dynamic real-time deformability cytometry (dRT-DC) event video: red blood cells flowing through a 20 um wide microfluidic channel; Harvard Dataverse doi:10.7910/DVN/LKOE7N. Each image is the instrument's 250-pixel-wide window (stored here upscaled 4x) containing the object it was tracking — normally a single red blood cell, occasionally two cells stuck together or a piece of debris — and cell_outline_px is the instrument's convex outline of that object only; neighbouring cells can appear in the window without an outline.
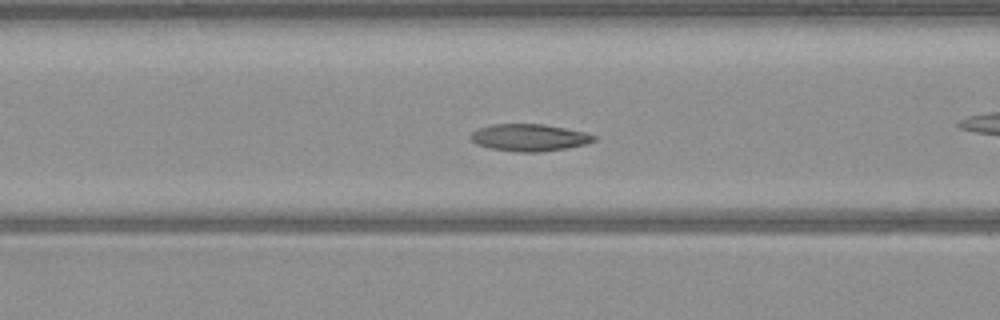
{"species": "common noctule bat (a hibernating species)", "species_latin": "Nyctalus noctula", "temperature_condition": "warm", "stored_images_in_passage": 51, "camera_frame_rate_fps": 3000, "um_per_image_px": 0.085, "animal": {"sex": "male", "body_mass_g": 23.1, "forearm_length_mm": 52.7}, "frame": {"image": 1, "passage_image": 19, "time_ms": 6.0, "image_size_px": [1000, 320], "cell_outline_px": [[596, 140], [588, 144], [568, 148], [540, 152], [520, 152], [492, 148], [476, 144], [468, 136], [472, 132], [480, 128], [492, 124], [544, 124], [584, 132], [596, 136]], "centroid_in_image_um": [45.01, 11.69], "position_along_channel_um": 121.6, "area_um2": 19.42}}
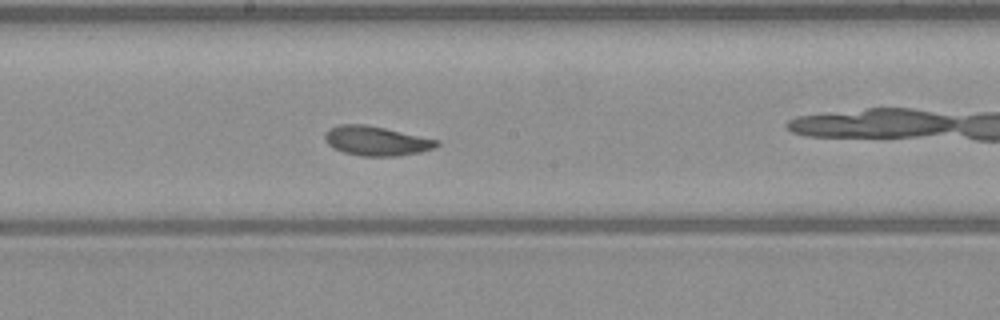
{"frame": {"image": 2, "passage_image": 26, "time_ms": 8.333, "image_size_px": [1000, 320], "cell_outline_px": [[440, 144], [436, 148], [420, 152], [396, 156], [360, 156], [344, 152], [332, 148], [324, 140], [324, 132], [340, 124], [364, 124], [384, 128], [440, 140]], "centroid_in_image_um": [31.99, 11.98], "position_along_channel_um": 216.2, "area_um2": 19.25}}
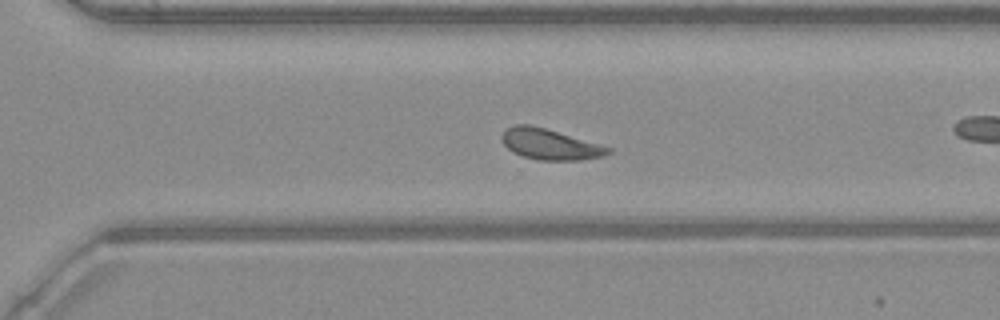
{"frame": {"image": 3, "passage_image": 34, "time_ms": 11.0, "image_size_px": [1000, 320], "cell_outline_px": [[612, 152], [604, 156], [580, 160], [540, 160], [524, 156], [512, 152], [504, 144], [500, 136], [504, 128], [512, 124], [528, 124], [544, 128], [600, 144], [612, 148]], "centroid_in_image_um": [46.72, 12.25], "position_along_channel_um": 323.9, "area_um2": 19.07}, "authors_computed_cell_mechanics": {"area_um2": 19.4786, "velocity_mm_per_s": 4.053, "shape_relaxation_time_tau1_ms": 2.5377, "shape_relaxation_time_tau2_ms": 4.4952, "deformation_change_tau1": 0.1144, "deformation_change_tau2": 0.1291}}